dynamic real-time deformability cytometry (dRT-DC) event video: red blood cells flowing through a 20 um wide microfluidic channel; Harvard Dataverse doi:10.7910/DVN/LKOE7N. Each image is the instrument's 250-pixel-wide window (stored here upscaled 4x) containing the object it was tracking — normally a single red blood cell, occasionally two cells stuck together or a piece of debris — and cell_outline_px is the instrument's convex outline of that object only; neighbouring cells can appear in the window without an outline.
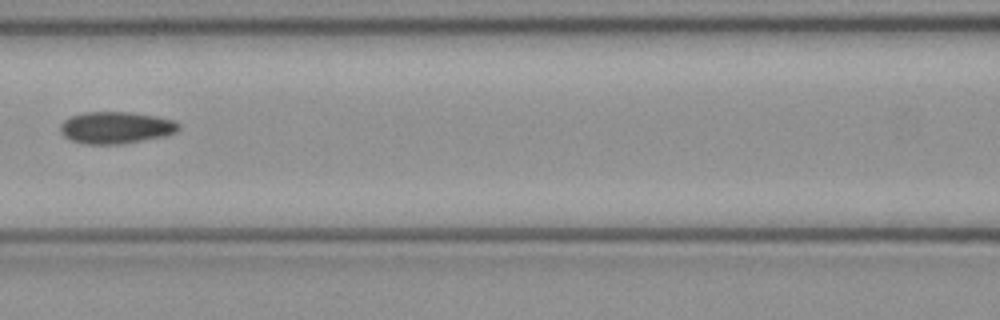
{"species": "common noctule bat (a hibernating species)", "species_latin": "Nyctalus noctula", "temperature_condition": "cold", "stored_images_in_passage": 7, "camera_frame_rate_fps": 3000, "um_per_image_px": 0.085, "animal": {"sex": "female", "body_mass_g": 21.9}, "frame": {"image": 1, "passage_image": 6, "time_ms": 1.667, "image_size_px": [1000, 320], "cell_outline_px": [[180, 128], [176, 132], [164, 136], [120, 144], [88, 144], [72, 140], [64, 136], [60, 132], [60, 124], [64, 120], [72, 116], [84, 112], [128, 112], [156, 116], [172, 120], [180, 124]], "centroid_in_image_um": [9.84, 10.84], "position_along_channel_um": 156.8, "area_um2": 21.85}}
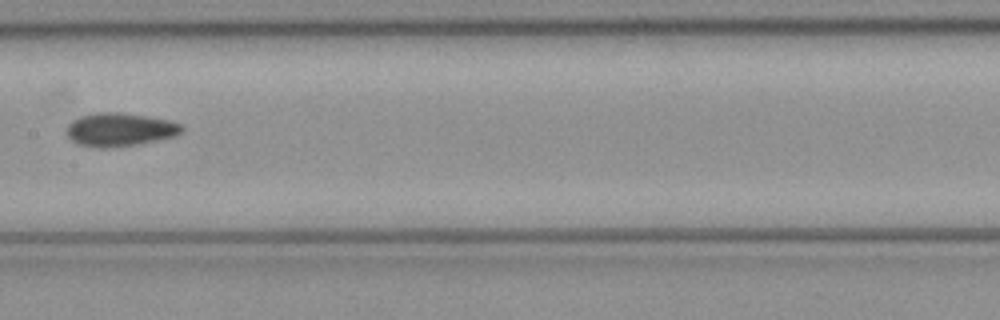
{"frame": {"image": 2, "passage_image": 7, "time_ms": 2.0, "image_size_px": [1000, 320], "cell_outline_px": [[184, 128], [176, 136], [136, 144], [108, 148], [96, 148], [80, 144], [72, 140], [64, 132], [68, 124], [80, 116], [100, 112], [120, 112], [168, 120], [180, 124]], "centroid_in_image_um": [10.15, 11.02], "position_along_channel_um": 197.3, "area_um2": 22.2}}